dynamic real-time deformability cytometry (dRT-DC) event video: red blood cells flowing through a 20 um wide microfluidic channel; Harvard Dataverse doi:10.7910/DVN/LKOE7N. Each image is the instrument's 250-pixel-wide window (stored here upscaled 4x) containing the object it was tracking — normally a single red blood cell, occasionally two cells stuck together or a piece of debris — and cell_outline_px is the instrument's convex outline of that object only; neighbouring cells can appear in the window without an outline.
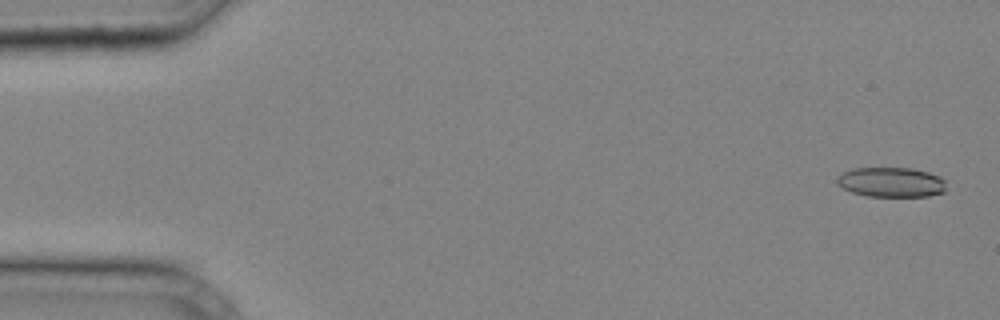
{"species": "common noctule bat (a hibernating species)", "species_latin": "Nyctalus noctula", "temperature_condition": "cold", "stored_images_in_passage": 38, "camera_frame_rate_fps": 3000, "um_per_image_px": 0.085, "animal": {"sex": "male", "body_mass_g": 20.4}, "frame": {"image": 1, "passage_image": 1, "time_ms": 0.0, "image_size_px": [1000, 320], "cell_outline_px": [[944, 192], [928, 196], [868, 196], [852, 192], [836, 184], [836, 176], [852, 168], [912, 168], [928, 172], [940, 176], [944, 180]], "centroid_in_image_um": [75.72, 15.48], "position_along_channel_um": 9.3, "area_um2": 18.96}}